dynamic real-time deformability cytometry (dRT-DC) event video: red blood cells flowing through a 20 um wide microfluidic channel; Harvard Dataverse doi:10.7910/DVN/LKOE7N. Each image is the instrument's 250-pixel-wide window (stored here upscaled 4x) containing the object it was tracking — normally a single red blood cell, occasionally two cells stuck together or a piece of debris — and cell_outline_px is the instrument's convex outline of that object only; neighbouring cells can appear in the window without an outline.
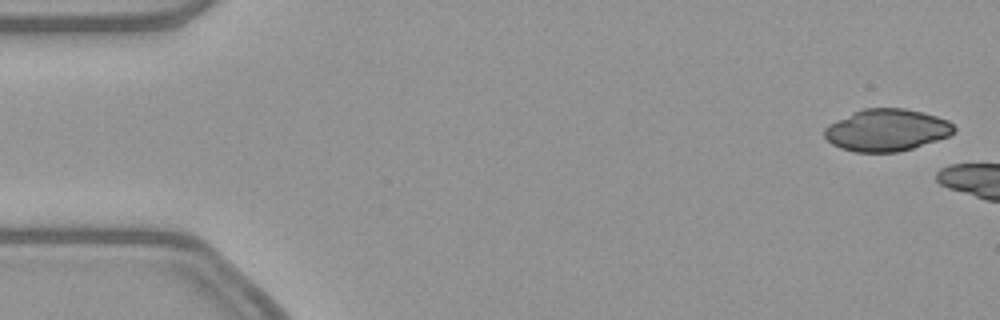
{"species": "common noctule bat (a hibernating species)", "species_latin": "Nyctalus noctula", "temperature_condition": "warm", "stored_images_in_passage": 9, "camera_frame_rate_fps": 3000, "um_per_image_px": 0.085, "animal": {"sex": "female", "body_mass_g": 21.9}, "frame": {"image": 1, "passage_image": 2, "time_ms": 0.333, "image_size_px": [1000, 320], "cell_outline_px": [[956, 128], [948, 136], [912, 148], [896, 152], [856, 152], [840, 148], [832, 144], [824, 136], [824, 128], [828, 124], [836, 120], [864, 108], [904, 108], [936, 116], [948, 120]], "centroid_in_image_um": [75.33, 11.06], "position_along_channel_um": 9.7, "area_um2": 31.44}}